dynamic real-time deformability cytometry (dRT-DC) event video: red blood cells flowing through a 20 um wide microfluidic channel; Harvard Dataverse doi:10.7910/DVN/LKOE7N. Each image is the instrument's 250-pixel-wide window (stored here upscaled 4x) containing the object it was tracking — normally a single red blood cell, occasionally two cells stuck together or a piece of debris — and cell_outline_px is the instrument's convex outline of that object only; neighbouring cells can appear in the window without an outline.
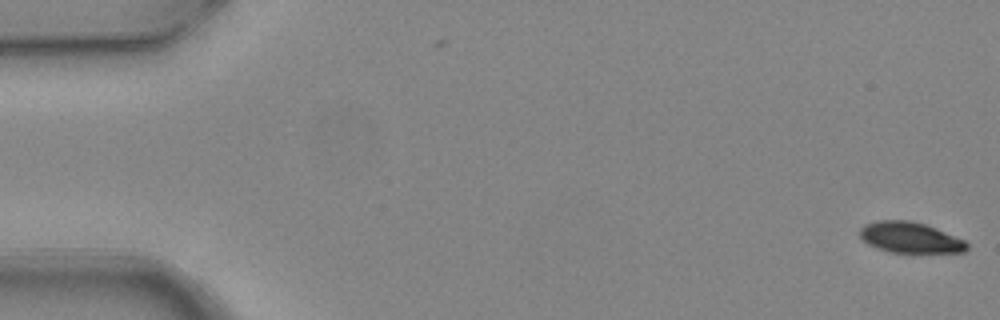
{"species": "common noctule bat (a hibernating species)", "species_latin": "Nyctalus noctula", "temperature_condition": "warm", "stored_images_in_passage": 4, "camera_frame_rate_fps": 3000, "um_per_image_px": 0.085, "animal": {"sex": "female", "body_mass_g": 24.6, "forearm_length_mm": 56.2}, "frame": {"image": 1, "passage_image": 1, "time_ms": 0.0, "image_size_px": [1000, 320], "cell_outline_px": [[968, 248], [964, 252], [892, 252], [876, 248], [868, 244], [860, 236], [860, 228], [864, 224], [876, 220], [908, 220], [924, 224], [936, 228], [964, 240], [968, 244]], "centroid_in_image_um": [77.34, 20.18], "position_along_channel_um": 7.7, "area_um2": 19.07}}